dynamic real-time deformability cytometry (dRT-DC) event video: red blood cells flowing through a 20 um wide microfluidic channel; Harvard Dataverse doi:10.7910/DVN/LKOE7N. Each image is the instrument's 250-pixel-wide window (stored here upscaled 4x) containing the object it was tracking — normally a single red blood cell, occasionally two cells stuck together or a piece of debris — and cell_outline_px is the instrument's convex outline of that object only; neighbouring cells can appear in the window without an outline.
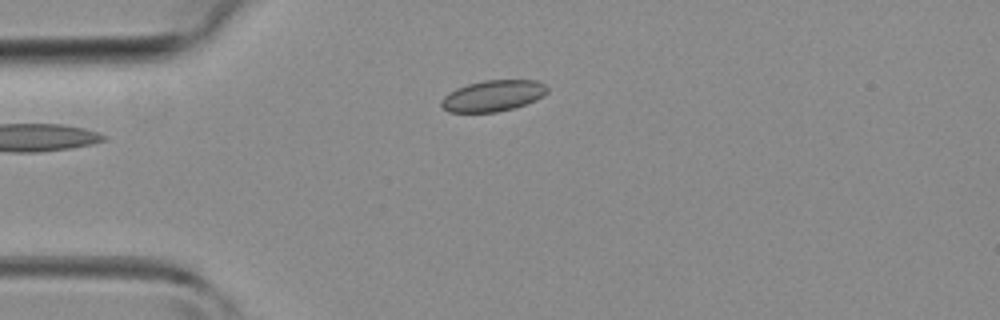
{"species": "common noctule bat (a hibernating species)", "species_latin": "Nyctalus noctula", "temperature_condition": "room temperature", "stored_images_in_passage": 29, "camera_frame_rate_fps": 3000, "um_per_image_px": 0.085, "animal": {"sex": "female", "body_mass_g": 19.3, "forearm_length_mm": 54.1}, "frame": {"image": 1, "passage_image": 2, "time_ms": 0.333, "image_size_px": [1000, 320], "cell_outline_px": [[548, 92], [536, 100], [512, 108], [496, 112], [448, 112], [440, 104], [440, 100], [444, 96], [456, 88], [468, 84], [484, 80], [536, 80], [544, 84], [548, 88]], "centroid_in_image_um": [41.89, 8.13], "position_along_channel_um": 43.1, "area_um2": 19.13}}
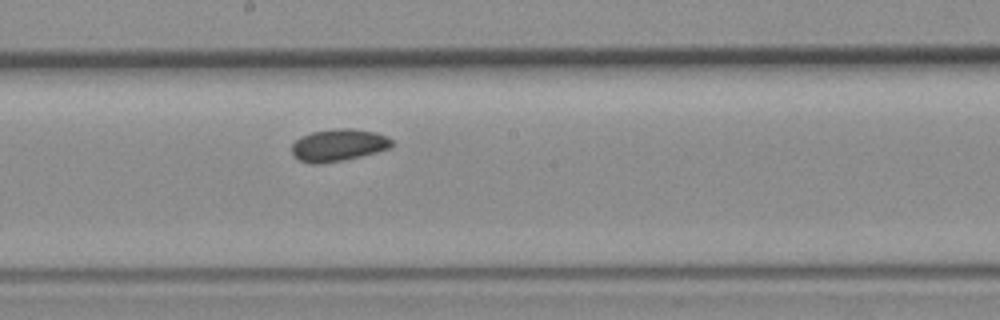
{"frame": {"image": 2, "passage_image": 15, "time_ms": 4.667, "image_size_px": [1000, 320], "cell_outline_px": [[392, 144], [388, 148], [376, 152], [344, 160], [320, 164], [312, 164], [300, 160], [292, 152], [292, 144], [300, 136], [312, 132], [336, 128], [352, 128], [376, 132], [388, 136], [392, 140]], "centroid_in_image_um": [28.77, 12.32], "position_along_channel_um": 219.4, "area_um2": 18.73}}
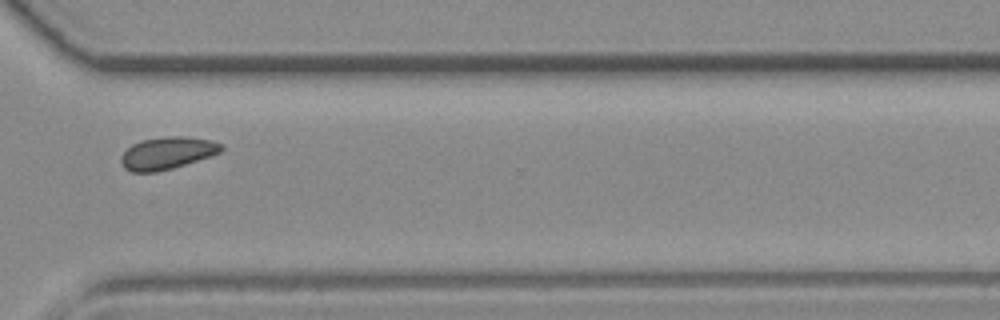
{"frame": {"image": 3, "passage_image": 24, "time_ms": 7.667, "image_size_px": [1000, 320], "cell_outline_px": [[224, 148], [220, 152], [172, 168], [156, 172], [132, 172], [124, 168], [120, 160], [120, 156], [132, 144], [140, 140], [168, 136], [188, 136], [212, 140], [224, 144]], "centroid_in_image_um": [14.2, 12.99], "position_along_channel_um": 356.4, "area_um2": 18.84}}